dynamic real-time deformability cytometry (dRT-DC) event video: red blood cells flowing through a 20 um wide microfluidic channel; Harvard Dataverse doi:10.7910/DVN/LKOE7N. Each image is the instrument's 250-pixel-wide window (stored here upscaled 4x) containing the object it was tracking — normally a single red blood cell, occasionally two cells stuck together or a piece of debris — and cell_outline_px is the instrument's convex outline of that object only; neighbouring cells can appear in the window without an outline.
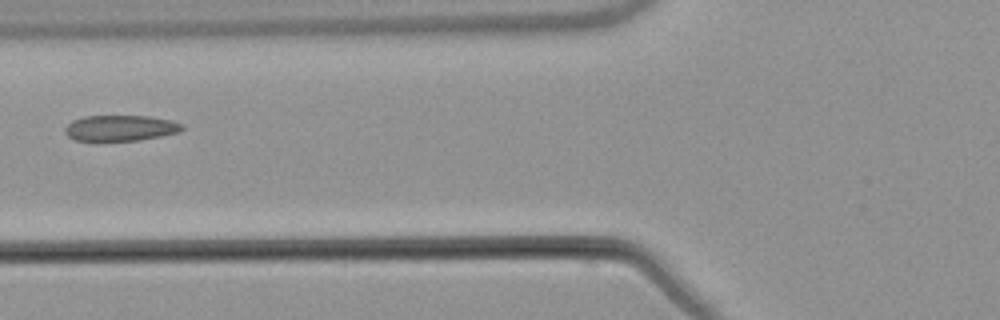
{"species": "common noctule bat (a hibernating species)", "species_latin": "Nyctalus noctula", "temperature_condition": "warm", "stored_images_in_passage": 4, "camera_frame_rate_fps": 3000, "um_per_image_px": 0.085, "animal": {"sex": "male", "body_mass_g": 21.5, "forearm_length_mm": 52.0}, "frame": {"image": 1, "passage_image": 4, "time_ms": 4.333, "image_size_px": [1000, 320], "cell_outline_px": [[184, 128], [180, 132], [140, 140], [76, 140], [68, 136], [64, 132], [64, 128], [72, 120], [84, 116], [148, 116], [172, 120], [184, 124]], "centroid_in_image_um": [10.26, 10.87], "position_along_channel_um": 115.5, "area_um2": 17.57}}